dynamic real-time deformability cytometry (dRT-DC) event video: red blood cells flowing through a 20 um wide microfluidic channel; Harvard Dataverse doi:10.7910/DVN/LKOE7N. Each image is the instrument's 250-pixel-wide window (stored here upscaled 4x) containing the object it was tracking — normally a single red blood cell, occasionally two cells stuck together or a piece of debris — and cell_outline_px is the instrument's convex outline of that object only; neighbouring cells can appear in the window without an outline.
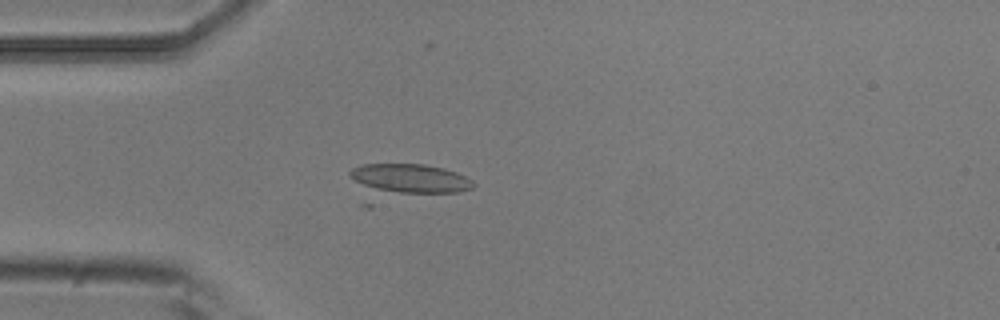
{"species": "common noctule bat (a hibernating species)", "species_latin": "Nyctalus noctula", "temperature_condition": "room temperature", "stored_images_in_passage": 3, "camera_frame_rate_fps": 3000, "um_per_image_px": 0.085, "animal": {"sex": "male", "body_mass_g": 20.5, "forearm_length_mm": 52.5}, "frame": {"image": 1, "passage_image": 3, "time_ms": 0.667, "image_size_px": [1000, 320], "cell_outline_px": [[476, 184], [472, 188], [460, 192], [372, 208], [364, 208], [360, 204], [348, 176], [348, 172], [352, 168], [360, 164], [424, 164], [444, 168], [456, 172], [472, 180]], "centroid_in_image_um": [34.31, 15.57], "position_along_channel_um": 50.7, "area_um2": 28.78}}